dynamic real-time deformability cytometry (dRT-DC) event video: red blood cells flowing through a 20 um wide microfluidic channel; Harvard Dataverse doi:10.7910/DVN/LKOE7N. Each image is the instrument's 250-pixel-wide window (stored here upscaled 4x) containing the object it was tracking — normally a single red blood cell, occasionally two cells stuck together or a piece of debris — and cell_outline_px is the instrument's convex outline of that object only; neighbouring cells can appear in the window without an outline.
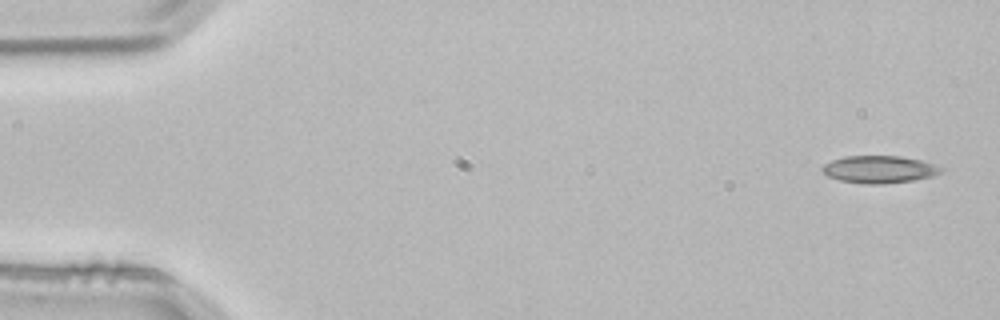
{"species": "common noctule bat (a hibernating species)", "species_latin": "Nyctalus noctula", "temperature_condition": "room temperature", "stored_images_in_passage": 4, "camera_frame_rate_fps": 3000, "um_per_image_px": 0.085, "animal": {"sex": "male", "body_mass_g": 21.5, "forearm_length_mm": 52.0}, "frame": {"image": 1, "passage_image": 1, "time_ms": 0.0, "image_size_px": [1000, 320], "cell_outline_px": [[944, 172], [932, 176], [916, 180], [884, 184], [864, 184], [840, 180], [828, 176], [820, 168], [824, 164], [832, 160], [844, 156], [900, 156], [920, 160], [944, 168]], "centroid_in_image_um": [74.75, 14.4], "position_along_channel_um": 10.2, "area_um2": 19.02}}
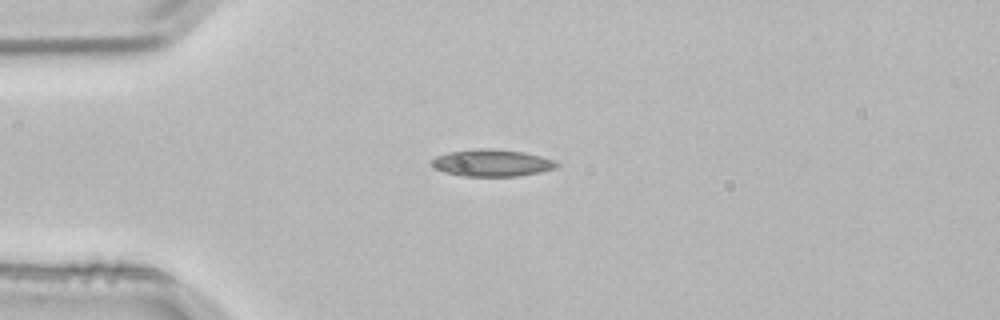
{"frame": {"image": 2, "passage_image": 3, "time_ms": 0.667, "image_size_px": [1000, 320], "cell_outline_px": [[560, 164], [556, 168], [540, 172], [520, 176], [464, 176], [444, 172], [436, 168], [432, 164], [432, 160], [436, 156], [448, 152], [480, 148], [496, 148], [524, 152], [556, 160]], "centroid_in_image_um": [41.86, 13.84], "position_along_channel_um": 43.1, "area_um2": 19.77}}